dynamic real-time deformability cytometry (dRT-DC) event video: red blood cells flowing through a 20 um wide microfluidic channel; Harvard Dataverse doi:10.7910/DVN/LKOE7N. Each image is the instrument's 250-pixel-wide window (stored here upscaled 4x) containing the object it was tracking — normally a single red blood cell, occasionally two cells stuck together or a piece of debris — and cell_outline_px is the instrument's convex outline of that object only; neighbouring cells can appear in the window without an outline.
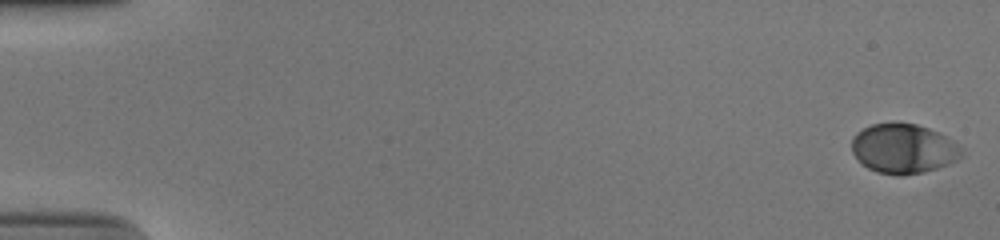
{"species": "human", "species_latin": "Homo sapiens", "temperature_condition": "cold", "stored_images_in_passage": 54, "camera_frame_rate_fps": 3000, "um_per_image_px": 0.085, "donor": {"sex": "male"}, "frame": {"image": 1, "passage_image": 1, "time_ms": 0.0, "image_size_px": [1000, 240], "cell_outline_px": [[964, 156], [948, 164], [924, 172], [904, 176], [900, 176], [876, 172], [860, 164], [852, 152], [852, 136], [856, 132], [872, 124], [916, 124], [928, 128], [952, 140], [960, 148]], "centroid_in_image_um": [76.76, 12.66], "position_along_channel_um": 8.2, "area_um2": 31.62}}
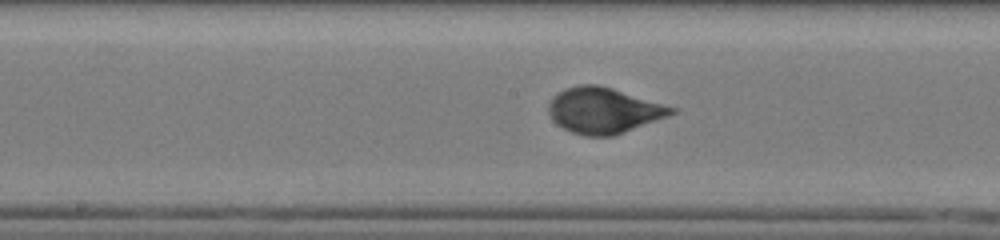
{"frame": {"image": 2, "passage_image": 29, "time_ms": 9.333, "image_size_px": [1000, 240], "cell_outline_px": [[676, 112], [668, 116], [624, 132], [612, 136], [584, 136], [572, 132], [556, 124], [552, 120], [548, 112], [548, 104], [552, 96], [556, 92], [564, 88], [576, 84], [596, 84], [612, 88], [676, 108]], "centroid_in_image_um": [51.25, 9.38], "position_along_channel_um": 197.0, "area_um2": 32.77}}
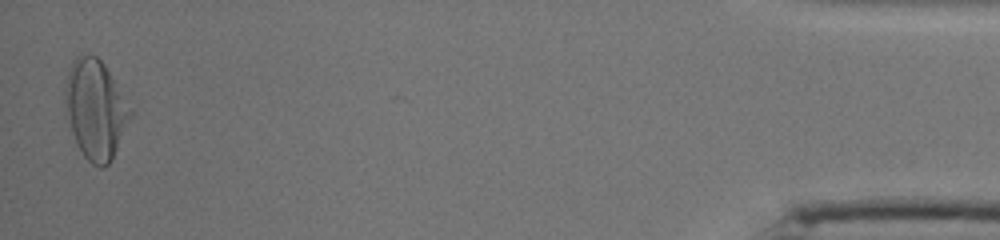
{"frame": {"image": 3, "passage_image": 53, "time_ms": 17.333, "image_size_px": [1000, 240], "cell_outline_px": [[132, 116], [112, 160], [104, 168], [100, 168], [92, 164], [84, 156], [76, 144], [72, 132], [68, 116], [64, 92], [64, 88], [68, 72], [72, 60], [76, 56], [84, 52], [96, 56], [104, 64], [132, 112]], "centroid_in_image_um": [8.1, 9.3], "position_along_channel_um": 427.1, "area_um2": 37.4}, "authors_computed_cell_mechanics": {"area_um2": 32.1657, "velocity_mm_per_s": 3.8928, "shape_relaxation_time_tau1_ms": 3.2822, "shape_relaxation_time_tau2_ms": null, "deformation_change_tau1": 0.1814, "deformation_change_tau2": null}}